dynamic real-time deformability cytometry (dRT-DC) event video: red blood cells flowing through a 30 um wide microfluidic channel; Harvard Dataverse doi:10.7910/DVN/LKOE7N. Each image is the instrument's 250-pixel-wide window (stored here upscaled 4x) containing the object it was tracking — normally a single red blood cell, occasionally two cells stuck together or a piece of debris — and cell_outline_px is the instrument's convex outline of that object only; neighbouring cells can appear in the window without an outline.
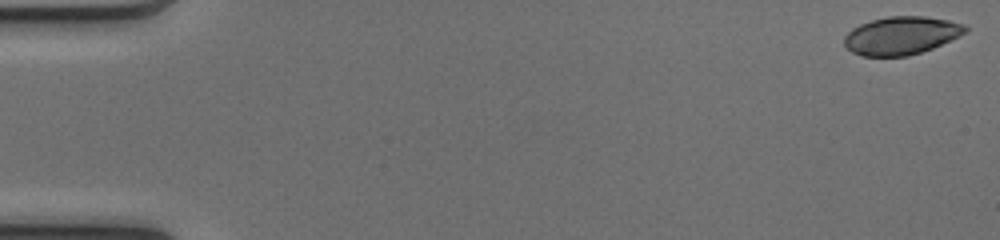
{"species": "common noctule bat (a hibernating species)", "species_latin": "Nyctalus noctula", "temperature_condition": "cold", "stored_images_in_passage": 50, "camera_frame_rate_fps": 3000, "um_per_image_px": 0.085, "animal": {"sex": "female", "body_mass_g": 17.0, "forearm_length_mm": 48.0}, "frame": {"image": 1, "passage_image": 1, "time_ms": 0.0, "image_size_px": [1000, 240], "cell_outline_px": [[968, 32], [932, 48], [908, 56], [864, 56], [852, 52], [844, 44], [844, 36], [852, 28], [860, 24], [872, 20], [888, 16], [924, 16], [948, 20], [964, 24], [968, 28]], "centroid_in_image_um": [76.61, 3.01], "position_along_channel_um": 8.4, "area_um2": 26.76}}
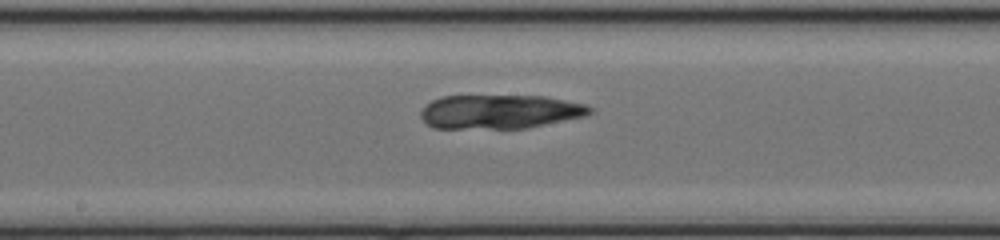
{"frame": {"image": 2, "passage_image": 27, "time_ms": 8.667, "image_size_px": [1000, 240], "cell_outline_px": [[592, 112], [584, 116], [524, 128], [432, 128], [420, 116], [420, 112], [424, 104], [440, 96], [544, 96], [584, 104], [592, 108]], "centroid_in_image_um": [42.42, 9.49], "position_along_channel_um": 205.8, "area_um2": 33.29}}
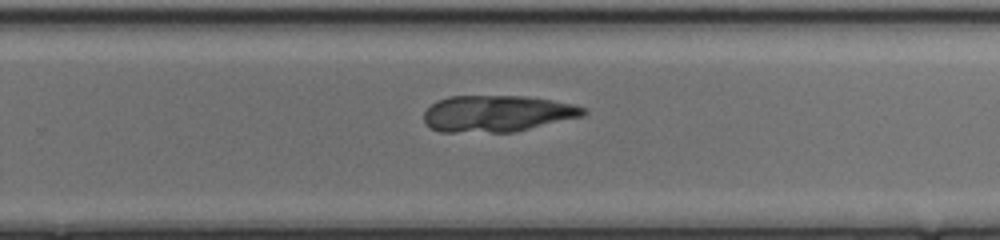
{"frame": {"image": 3, "passage_image": 33, "time_ms": 10.667, "image_size_px": [1000, 240], "cell_outline_px": [[588, 112], [584, 116], [512, 132], [440, 132], [432, 128], [424, 120], [424, 112], [436, 100], [448, 96], [524, 96], [552, 100], [572, 104], [584, 108]], "centroid_in_image_um": [42.25, 9.65], "position_along_channel_um": 287.6, "area_um2": 33.81}}